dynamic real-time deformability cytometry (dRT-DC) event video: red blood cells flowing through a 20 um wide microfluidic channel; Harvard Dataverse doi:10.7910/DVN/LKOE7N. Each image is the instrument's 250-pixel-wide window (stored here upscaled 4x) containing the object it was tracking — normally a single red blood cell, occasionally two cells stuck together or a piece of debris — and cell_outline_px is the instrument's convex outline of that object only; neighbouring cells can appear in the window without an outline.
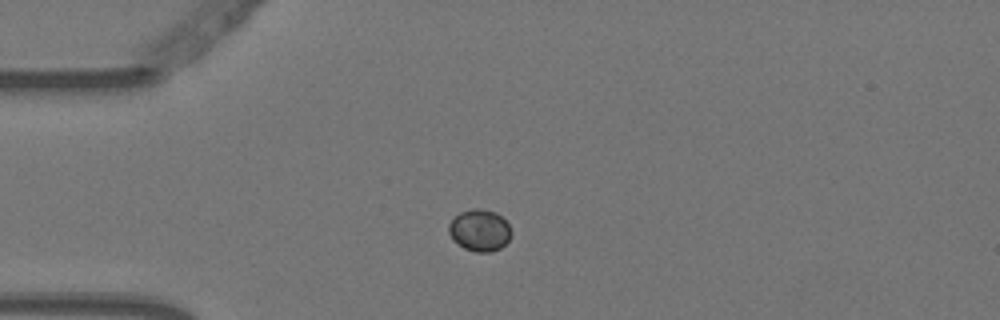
{"species": "Egyptian fruit bat (a non-hibernating species)", "species_latin": "Rousettus aegyptiacus", "temperature_condition": "warm", "stored_images_in_passage": 5, "camera_frame_rate_fps": 3000, "um_per_image_px": 0.085, "animal": {"sex": "female"}, "frame": {"image": 1, "passage_image": 1, "time_ms": 0.0, "image_size_px": [1000, 320], "cell_outline_px": [[512, 236], [500, 248], [492, 252], [476, 252], [464, 248], [456, 244], [452, 240], [448, 232], [448, 224], [460, 212], [472, 208], [476, 208], [496, 212], [508, 224], [512, 232]], "centroid_in_image_um": [40.75, 19.59], "position_along_channel_um": 44.2, "area_um2": 15.32}}
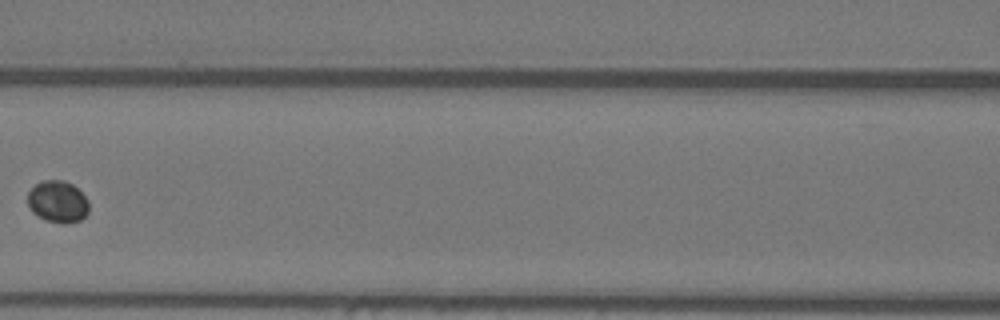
{"frame": {"image": 2, "passage_image": 4, "time_ms": 1.0, "image_size_px": [1000, 320], "cell_outline_px": [[88, 212], [80, 220], [68, 224], [64, 224], [44, 220], [32, 212], [28, 204], [28, 192], [36, 184], [44, 180], [64, 180], [72, 184], [88, 200]], "centroid_in_image_um": [4.9, 17.16], "position_along_channel_um": 161.7, "area_um2": 14.91}}
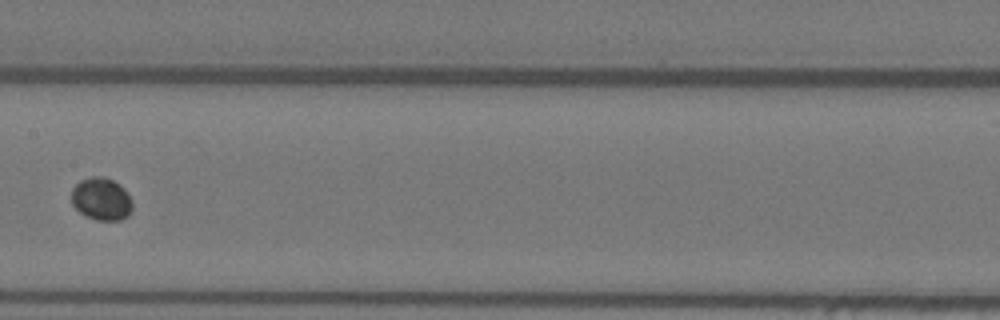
{"frame": {"image": 3, "passage_image": 5, "time_ms": 1.333, "image_size_px": [1000, 320], "cell_outline_px": [[132, 208], [128, 216], [120, 220], [96, 220], [84, 216], [72, 204], [72, 188], [80, 180], [92, 176], [104, 176], [120, 184], [128, 196], [132, 204]], "centroid_in_image_um": [8.6, 16.91], "position_along_channel_um": 198.8, "area_um2": 15.09}}